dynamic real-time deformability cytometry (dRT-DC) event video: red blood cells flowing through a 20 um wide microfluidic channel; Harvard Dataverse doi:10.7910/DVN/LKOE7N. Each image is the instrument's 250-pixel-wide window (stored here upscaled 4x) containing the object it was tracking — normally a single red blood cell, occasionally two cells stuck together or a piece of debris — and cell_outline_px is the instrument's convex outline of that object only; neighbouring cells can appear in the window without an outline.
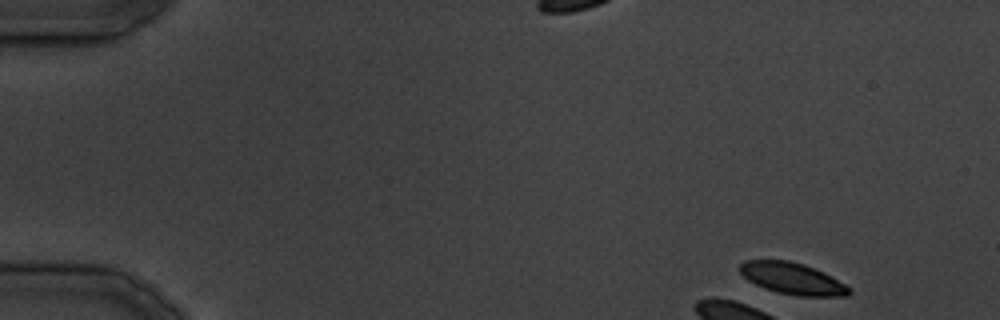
{"species": "common noctule bat (a hibernating species)", "species_latin": "Nyctalus noctula", "temperature_condition": "cold", "stored_images_in_passage": 35, "camera_frame_rate_fps": 3000, "um_per_image_px": 0.085, "animal": {"sex": "male", "body_mass_g": 19.5, "forearm_length_mm": 54.6}, "frame": {"image": 1, "passage_image": 1, "time_ms": 0.0, "image_size_px": [1000, 320], "cell_outline_px": [[852, 292], [848, 296], [796, 296], [764, 288], [748, 280], [740, 272], [740, 264], [744, 260], [788, 260], [804, 264], [824, 272], [852, 288]], "centroid_in_image_um": [67.39, 23.67], "position_along_channel_um": 17.6, "area_um2": 20.11}}